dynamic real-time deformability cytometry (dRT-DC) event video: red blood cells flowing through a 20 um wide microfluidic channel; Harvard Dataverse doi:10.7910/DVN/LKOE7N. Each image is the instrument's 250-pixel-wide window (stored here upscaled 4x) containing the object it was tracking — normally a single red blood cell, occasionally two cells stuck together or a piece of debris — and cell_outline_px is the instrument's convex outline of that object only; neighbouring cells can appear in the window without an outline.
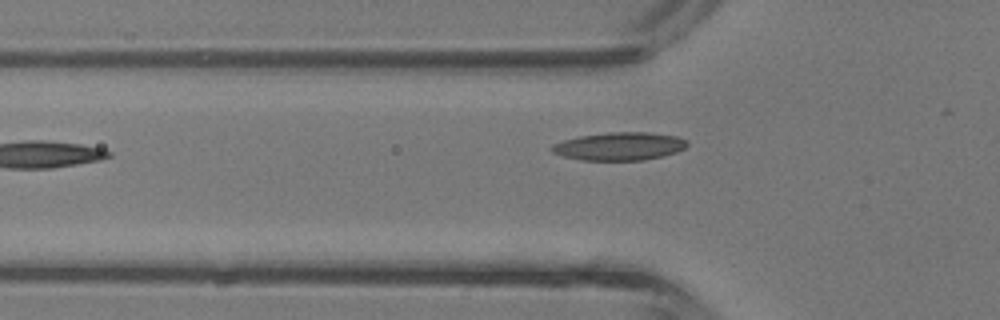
{"species": "common noctule bat (a hibernating species)", "species_latin": "Nyctalus noctula", "temperature_condition": "room temperature", "stored_images_in_passage": 3, "camera_frame_rate_fps": 3000, "um_per_image_px": 0.085, "animal": {"sex": "male", "body_mass_g": 13.3}, "frame": {"image": 1, "passage_image": 3, "time_ms": 0.667, "image_size_px": [1000, 320], "cell_outline_px": [[688, 144], [684, 148], [676, 152], [664, 156], [644, 160], [580, 160], [564, 156], [552, 152], [548, 148], [552, 144], [564, 140], [580, 136], [608, 132], [648, 132], [676, 136], [688, 140]], "centroid_in_image_um": [52.65, 12.43], "position_along_channel_um": 73.2, "area_um2": 22.2}}